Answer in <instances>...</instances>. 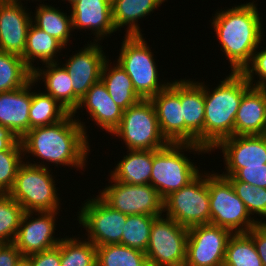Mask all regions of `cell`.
Returning <instances> with one entry per match:
<instances>
[{
	"instance_id": "cell-1",
	"label": "cell",
	"mask_w": 266,
	"mask_h": 266,
	"mask_svg": "<svg viewBox=\"0 0 266 266\" xmlns=\"http://www.w3.org/2000/svg\"><path fill=\"white\" fill-rule=\"evenodd\" d=\"M85 125L69 113L49 126L35 127L21 139L24 156L28 153L56 166L84 168L90 151Z\"/></svg>"
},
{
	"instance_id": "cell-2",
	"label": "cell",
	"mask_w": 266,
	"mask_h": 266,
	"mask_svg": "<svg viewBox=\"0 0 266 266\" xmlns=\"http://www.w3.org/2000/svg\"><path fill=\"white\" fill-rule=\"evenodd\" d=\"M254 2L216 12L212 26L231 72H242L251 62L263 38L262 18Z\"/></svg>"
},
{
	"instance_id": "cell-3",
	"label": "cell",
	"mask_w": 266,
	"mask_h": 266,
	"mask_svg": "<svg viewBox=\"0 0 266 266\" xmlns=\"http://www.w3.org/2000/svg\"><path fill=\"white\" fill-rule=\"evenodd\" d=\"M220 83L212 93L204 84V148L209 152L221 140L235 135L237 111L251 87L241 72H231Z\"/></svg>"
},
{
	"instance_id": "cell-4",
	"label": "cell",
	"mask_w": 266,
	"mask_h": 266,
	"mask_svg": "<svg viewBox=\"0 0 266 266\" xmlns=\"http://www.w3.org/2000/svg\"><path fill=\"white\" fill-rule=\"evenodd\" d=\"M183 149L189 152L194 150L193 152L197 153H209L197 144L169 143L160 150H153L150 184L163 200L171 193L188 185L200 174L197 166L184 155Z\"/></svg>"
},
{
	"instance_id": "cell-5",
	"label": "cell",
	"mask_w": 266,
	"mask_h": 266,
	"mask_svg": "<svg viewBox=\"0 0 266 266\" xmlns=\"http://www.w3.org/2000/svg\"><path fill=\"white\" fill-rule=\"evenodd\" d=\"M51 170L45 164L23 162L8 193L25 212L58 211L59 196ZM58 196V197H57Z\"/></svg>"
},
{
	"instance_id": "cell-6",
	"label": "cell",
	"mask_w": 266,
	"mask_h": 266,
	"mask_svg": "<svg viewBox=\"0 0 266 266\" xmlns=\"http://www.w3.org/2000/svg\"><path fill=\"white\" fill-rule=\"evenodd\" d=\"M117 62L130 77L136 93L142 99H151L166 89L171 82H159L153 53L143 35H125Z\"/></svg>"
},
{
	"instance_id": "cell-7",
	"label": "cell",
	"mask_w": 266,
	"mask_h": 266,
	"mask_svg": "<svg viewBox=\"0 0 266 266\" xmlns=\"http://www.w3.org/2000/svg\"><path fill=\"white\" fill-rule=\"evenodd\" d=\"M210 224L229 229L232 233H247L266 221L251 218L244 202L232 184L218 173L208 174Z\"/></svg>"
},
{
	"instance_id": "cell-8",
	"label": "cell",
	"mask_w": 266,
	"mask_h": 266,
	"mask_svg": "<svg viewBox=\"0 0 266 266\" xmlns=\"http://www.w3.org/2000/svg\"><path fill=\"white\" fill-rule=\"evenodd\" d=\"M112 134L122 138L128 150H160L169 144L161 134L150 99H142L124 110L121 122Z\"/></svg>"
},
{
	"instance_id": "cell-9",
	"label": "cell",
	"mask_w": 266,
	"mask_h": 266,
	"mask_svg": "<svg viewBox=\"0 0 266 266\" xmlns=\"http://www.w3.org/2000/svg\"><path fill=\"white\" fill-rule=\"evenodd\" d=\"M201 173L188 185L164 199L166 216L187 228L210 224L208 173Z\"/></svg>"
},
{
	"instance_id": "cell-10",
	"label": "cell",
	"mask_w": 266,
	"mask_h": 266,
	"mask_svg": "<svg viewBox=\"0 0 266 266\" xmlns=\"http://www.w3.org/2000/svg\"><path fill=\"white\" fill-rule=\"evenodd\" d=\"M164 215L153 220L145 252L149 266H184L188 228Z\"/></svg>"
},
{
	"instance_id": "cell-11",
	"label": "cell",
	"mask_w": 266,
	"mask_h": 266,
	"mask_svg": "<svg viewBox=\"0 0 266 266\" xmlns=\"http://www.w3.org/2000/svg\"><path fill=\"white\" fill-rule=\"evenodd\" d=\"M100 191L99 197L111 208L128 215L160 216L164 200L151 184L133 185L114 180Z\"/></svg>"
},
{
	"instance_id": "cell-12",
	"label": "cell",
	"mask_w": 266,
	"mask_h": 266,
	"mask_svg": "<svg viewBox=\"0 0 266 266\" xmlns=\"http://www.w3.org/2000/svg\"><path fill=\"white\" fill-rule=\"evenodd\" d=\"M79 211V224L86 228L88 239L96 247L121 244L127 215L107 205L98 195L87 199Z\"/></svg>"
},
{
	"instance_id": "cell-13",
	"label": "cell",
	"mask_w": 266,
	"mask_h": 266,
	"mask_svg": "<svg viewBox=\"0 0 266 266\" xmlns=\"http://www.w3.org/2000/svg\"><path fill=\"white\" fill-rule=\"evenodd\" d=\"M232 234L229 229L212 224L189 227L184 266H223Z\"/></svg>"
},
{
	"instance_id": "cell-14",
	"label": "cell",
	"mask_w": 266,
	"mask_h": 266,
	"mask_svg": "<svg viewBox=\"0 0 266 266\" xmlns=\"http://www.w3.org/2000/svg\"><path fill=\"white\" fill-rule=\"evenodd\" d=\"M59 211L24 212L13 244L23 257L53 248L62 240L54 238L55 220ZM30 217H32L30 219ZM33 219V220H32ZM29 220V221H28Z\"/></svg>"
},
{
	"instance_id": "cell-15",
	"label": "cell",
	"mask_w": 266,
	"mask_h": 266,
	"mask_svg": "<svg viewBox=\"0 0 266 266\" xmlns=\"http://www.w3.org/2000/svg\"><path fill=\"white\" fill-rule=\"evenodd\" d=\"M83 48L63 64L72 79L74 111L92 85L101 80L102 67L107 59L98 42H91Z\"/></svg>"
},
{
	"instance_id": "cell-16",
	"label": "cell",
	"mask_w": 266,
	"mask_h": 266,
	"mask_svg": "<svg viewBox=\"0 0 266 266\" xmlns=\"http://www.w3.org/2000/svg\"><path fill=\"white\" fill-rule=\"evenodd\" d=\"M222 150L226 172L232 176L238 169L266 164V134L233 135L221 140L213 149Z\"/></svg>"
},
{
	"instance_id": "cell-17",
	"label": "cell",
	"mask_w": 266,
	"mask_h": 266,
	"mask_svg": "<svg viewBox=\"0 0 266 266\" xmlns=\"http://www.w3.org/2000/svg\"><path fill=\"white\" fill-rule=\"evenodd\" d=\"M155 107L161 134L168 143L184 144L181 80H175L150 99Z\"/></svg>"
},
{
	"instance_id": "cell-18",
	"label": "cell",
	"mask_w": 266,
	"mask_h": 266,
	"mask_svg": "<svg viewBox=\"0 0 266 266\" xmlns=\"http://www.w3.org/2000/svg\"><path fill=\"white\" fill-rule=\"evenodd\" d=\"M22 4L21 0H7L0 6V51L19 56L24 54L33 20Z\"/></svg>"
},
{
	"instance_id": "cell-19",
	"label": "cell",
	"mask_w": 266,
	"mask_h": 266,
	"mask_svg": "<svg viewBox=\"0 0 266 266\" xmlns=\"http://www.w3.org/2000/svg\"><path fill=\"white\" fill-rule=\"evenodd\" d=\"M204 83L181 79V106L184 117V144L204 147Z\"/></svg>"
},
{
	"instance_id": "cell-20",
	"label": "cell",
	"mask_w": 266,
	"mask_h": 266,
	"mask_svg": "<svg viewBox=\"0 0 266 266\" xmlns=\"http://www.w3.org/2000/svg\"><path fill=\"white\" fill-rule=\"evenodd\" d=\"M71 7L72 29L95 31L96 42L116 31L112 19L111 0H78Z\"/></svg>"
},
{
	"instance_id": "cell-21",
	"label": "cell",
	"mask_w": 266,
	"mask_h": 266,
	"mask_svg": "<svg viewBox=\"0 0 266 266\" xmlns=\"http://www.w3.org/2000/svg\"><path fill=\"white\" fill-rule=\"evenodd\" d=\"M31 79L14 91L0 93V124L8 128L18 139L29 131V114L32 102Z\"/></svg>"
},
{
	"instance_id": "cell-22",
	"label": "cell",
	"mask_w": 266,
	"mask_h": 266,
	"mask_svg": "<svg viewBox=\"0 0 266 266\" xmlns=\"http://www.w3.org/2000/svg\"><path fill=\"white\" fill-rule=\"evenodd\" d=\"M83 106L87 107L92 121L108 133H112L119 126L124 111L113 101L101 80L92 85L80 99L77 109L72 114L75 115Z\"/></svg>"
},
{
	"instance_id": "cell-23",
	"label": "cell",
	"mask_w": 266,
	"mask_h": 266,
	"mask_svg": "<svg viewBox=\"0 0 266 266\" xmlns=\"http://www.w3.org/2000/svg\"><path fill=\"white\" fill-rule=\"evenodd\" d=\"M266 134V88L250 87L235 118V135Z\"/></svg>"
},
{
	"instance_id": "cell-24",
	"label": "cell",
	"mask_w": 266,
	"mask_h": 266,
	"mask_svg": "<svg viewBox=\"0 0 266 266\" xmlns=\"http://www.w3.org/2000/svg\"><path fill=\"white\" fill-rule=\"evenodd\" d=\"M58 65L59 63L53 62L45 63L44 67L46 69L34 68L32 70V79L36 83L42 78V81H45L46 94L56 99L69 113H73L74 91L72 79L64 66Z\"/></svg>"
},
{
	"instance_id": "cell-25",
	"label": "cell",
	"mask_w": 266,
	"mask_h": 266,
	"mask_svg": "<svg viewBox=\"0 0 266 266\" xmlns=\"http://www.w3.org/2000/svg\"><path fill=\"white\" fill-rule=\"evenodd\" d=\"M111 171V177L125 184H150L153 150H128Z\"/></svg>"
},
{
	"instance_id": "cell-26",
	"label": "cell",
	"mask_w": 266,
	"mask_h": 266,
	"mask_svg": "<svg viewBox=\"0 0 266 266\" xmlns=\"http://www.w3.org/2000/svg\"><path fill=\"white\" fill-rule=\"evenodd\" d=\"M164 1L167 0H111L112 19L116 31L127 26L125 35H142L138 19L146 17L155 8L158 9Z\"/></svg>"
},
{
	"instance_id": "cell-27",
	"label": "cell",
	"mask_w": 266,
	"mask_h": 266,
	"mask_svg": "<svg viewBox=\"0 0 266 266\" xmlns=\"http://www.w3.org/2000/svg\"><path fill=\"white\" fill-rule=\"evenodd\" d=\"M109 65V59H106L101 71V81L116 105L126 110L142 98L136 93L132 81L124 69L118 63L114 64L113 68Z\"/></svg>"
},
{
	"instance_id": "cell-28",
	"label": "cell",
	"mask_w": 266,
	"mask_h": 266,
	"mask_svg": "<svg viewBox=\"0 0 266 266\" xmlns=\"http://www.w3.org/2000/svg\"><path fill=\"white\" fill-rule=\"evenodd\" d=\"M64 47L59 40L32 23L27 33L25 51L21 57L25 64L33 70L35 68L33 63L36 59L41 60L43 64L58 62L55 59L56 54L60 53Z\"/></svg>"
},
{
	"instance_id": "cell-29",
	"label": "cell",
	"mask_w": 266,
	"mask_h": 266,
	"mask_svg": "<svg viewBox=\"0 0 266 266\" xmlns=\"http://www.w3.org/2000/svg\"><path fill=\"white\" fill-rule=\"evenodd\" d=\"M35 13L32 23L66 46L70 39V32L73 31L71 14L67 16L54 6L47 4H40Z\"/></svg>"
},
{
	"instance_id": "cell-30",
	"label": "cell",
	"mask_w": 266,
	"mask_h": 266,
	"mask_svg": "<svg viewBox=\"0 0 266 266\" xmlns=\"http://www.w3.org/2000/svg\"><path fill=\"white\" fill-rule=\"evenodd\" d=\"M32 79V70L19 55L0 51V93L25 86Z\"/></svg>"
},
{
	"instance_id": "cell-31",
	"label": "cell",
	"mask_w": 266,
	"mask_h": 266,
	"mask_svg": "<svg viewBox=\"0 0 266 266\" xmlns=\"http://www.w3.org/2000/svg\"><path fill=\"white\" fill-rule=\"evenodd\" d=\"M69 112L45 92H32L29 114V130L40 126H49L63 120Z\"/></svg>"
},
{
	"instance_id": "cell-32",
	"label": "cell",
	"mask_w": 266,
	"mask_h": 266,
	"mask_svg": "<svg viewBox=\"0 0 266 266\" xmlns=\"http://www.w3.org/2000/svg\"><path fill=\"white\" fill-rule=\"evenodd\" d=\"M223 266H263L254 242L247 233H233L230 236Z\"/></svg>"
},
{
	"instance_id": "cell-33",
	"label": "cell",
	"mask_w": 266,
	"mask_h": 266,
	"mask_svg": "<svg viewBox=\"0 0 266 266\" xmlns=\"http://www.w3.org/2000/svg\"><path fill=\"white\" fill-rule=\"evenodd\" d=\"M97 266H149L145 252L122 244L96 247Z\"/></svg>"
},
{
	"instance_id": "cell-34",
	"label": "cell",
	"mask_w": 266,
	"mask_h": 266,
	"mask_svg": "<svg viewBox=\"0 0 266 266\" xmlns=\"http://www.w3.org/2000/svg\"><path fill=\"white\" fill-rule=\"evenodd\" d=\"M61 266H97L96 246L89 240L62 238Z\"/></svg>"
},
{
	"instance_id": "cell-35",
	"label": "cell",
	"mask_w": 266,
	"mask_h": 266,
	"mask_svg": "<svg viewBox=\"0 0 266 266\" xmlns=\"http://www.w3.org/2000/svg\"><path fill=\"white\" fill-rule=\"evenodd\" d=\"M157 216L128 215L123 229L121 244L146 252L153 220Z\"/></svg>"
},
{
	"instance_id": "cell-36",
	"label": "cell",
	"mask_w": 266,
	"mask_h": 266,
	"mask_svg": "<svg viewBox=\"0 0 266 266\" xmlns=\"http://www.w3.org/2000/svg\"><path fill=\"white\" fill-rule=\"evenodd\" d=\"M24 212L9 194H0V241L14 242Z\"/></svg>"
},
{
	"instance_id": "cell-37",
	"label": "cell",
	"mask_w": 266,
	"mask_h": 266,
	"mask_svg": "<svg viewBox=\"0 0 266 266\" xmlns=\"http://www.w3.org/2000/svg\"><path fill=\"white\" fill-rule=\"evenodd\" d=\"M23 156V157H22ZM24 154L20 139L8 150L0 152V194H8L15 182Z\"/></svg>"
},
{
	"instance_id": "cell-38",
	"label": "cell",
	"mask_w": 266,
	"mask_h": 266,
	"mask_svg": "<svg viewBox=\"0 0 266 266\" xmlns=\"http://www.w3.org/2000/svg\"><path fill=\"white\" fill-rule=\"evenodd\" d=\"M226 177L232 184L237 196L244 202L250 215L258 214L266 217V188L250 185L236 180L233 176Z\"/></svg>"
},
{
	"instance_id": "cell-39",
	"label": "cell",
	"mask_w": 266,
	"mask_h": 266,
	"mask_svg": "<svg viewBox=\"0 0 266 266\" xmlns=\"http://www.w3.org/2000/svg\"><path fill=\"white\" fill-rule=\"evenodd\" d=\"M264 48L253 53L251 62L241 72L252 87L266 88V47ZM254 75L259 77L257 82H254Z\"/></svg>"
},
{
	"instance_id": "cell-40",
	"label": "cell",
	"mask_w": 266,
	"mask_h": 266,
	"mask_svg": "<svg viewBox=\"0 0 266 266\" xmlns=\"http://www.w3.org/2000/svg\"><path fill=\"white\" fill-rule=\"evenodd\" d=\"M236 180L250 185L266 188V164L263 166H247L238 169L233 175Z\"/></svg>"
},
{
	"instance_id": "cell-41",
	"label": "cell",
	"mask_w": 266,
	"mask_h": 266,
	"mask_svg": "<svg viewBox=\"0 0 266 266\" xmlns=\"http://www.w3.org/2000/svg\"><path fill=\"white\" fill-rule=\"evenodd\" d=\"M33 266H61L60 242L57 246L27 257Z\"/></svg>"
},
{
	"instance_id": "cell-42",
	"label": "cell",
	"mask_w": 266,
	"mask_h": 266,
	"mask_svg": "<svg viewBox=\"0 0 266 266\" xmlns=\"http://www.w3.org/2000/svg\"><path fill=\"white\" fill-rule=\"evenodd\" d=\"M247 234L252 238L257 253L262 261V265L266 266V223H259Z\"/></svg>"
},
{
	"instance_id": "cell-43",
	"label": "cell",
	"mask_w": 266,
	"mask_h": 266,
	"mask_svg": "<svg viewBox=\"0 0 266 266\" xmlns=\"http://www.w3.org/2000/svg\"><path fill=\"white\" fill-rule=\"evenodd\" d=\"M22 257L13 243H5L0 248V266H16Z\"/></svg>"
},
{
	"instance_id": "cell-44",
	"label": "cell",
	"mask_w": 266,
	"mask_h": 266,
	"mask_svg": "<svg viewBox=\"0 0 266 266\" xmlns=\"http://www.w3.org/2000/svg\"><path fill=\"white\" fill-rule=\"evenodd\" d=\"M17 140L8 128L0 124V152L8 150Z\"/></svg>"
},
{
	"instance_id": "cell-45",
	"label": "cell",
	"mask_w": 266,
	"mask_h": 266,
	"mask_svg": "<svg viewBox=\"0 0 266 266\" xmlns=\"http://www.w3.org/2000/svg\"><path fill=\"white\" fill-rule=\"evenodd\" d=\"M16 266H33L27 257H22Z\"/></svg>"
},
{
	"instance_id": "cell-46",
	"label": "cell",
	"mask_w": 266,
	"mask_h": 266,
	"mask_svg": "<svg viewBox=\"0 0 266 266\" xmlns=\"http://www.w3.org/2000/svg\"><path fill=\"white\" fill-rule=\"evenodd\" d=\"M66 1V0H65ZM71 5L73 4V3H75L76 1H78V0H67Z\"/></svg>"
},
{
	"instance_id": "cell-47",
	"label": "cell",
	"mask_w": 266,
	"mask_h": 266,
	"mask_svg": "<svg viewBox=\"0 0 266 266\" xmlns=\"http://www.w3.org/2000/svg\"><path fill=\"white\" fill-rule=\"evenodd\" d=\"M7 0H0V6L5 3Z\"/></svg>"
},
{
	"instance_id": "cell-48",
	"label": "cell",
	"mask_w": 266,
	"mask_h": 266,
	"mask_svg": "<svg viewBox=\"0 0 266 266\" xmlns=\"http://www.w3.org/2000/svg\"><path fill=\"white\" fill-rule=\"evenodd\" d=\"M5 243L0 241V248L4 245Z\"/></svg>"
}]
</instances>
